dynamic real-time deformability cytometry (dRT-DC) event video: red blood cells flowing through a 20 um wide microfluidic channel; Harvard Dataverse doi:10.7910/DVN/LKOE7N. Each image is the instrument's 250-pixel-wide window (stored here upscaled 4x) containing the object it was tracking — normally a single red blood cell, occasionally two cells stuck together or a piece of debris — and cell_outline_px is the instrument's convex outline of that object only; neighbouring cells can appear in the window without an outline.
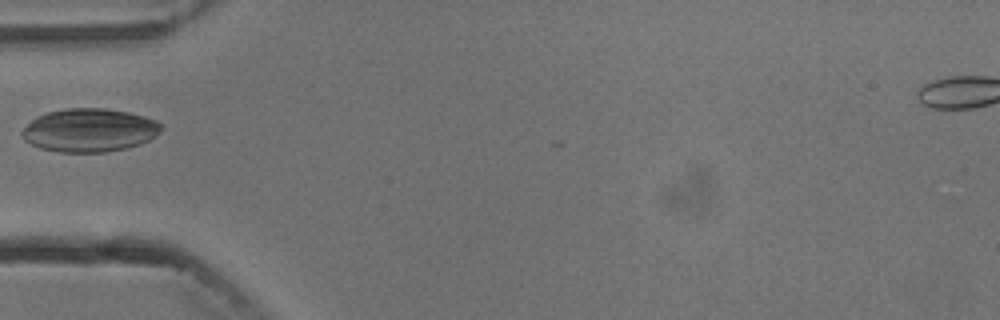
{"species": "common noctule bat (a hibernating species)", "species_latin": "Nyctalus noctula", "temperature_condition": "cold", "stored_images_in_passage": 2, "camera_frame_rate_fps": 3000, "um_per_image_px": 0.085, "animal": {"sex": "male", "body_mass_g": 13.3}, "frame": {"image": 1, "passage_image": 2, "time_ms": 1.0, "image_size_px": [1000, 320], "cell_outline_px": [[164, 128], [156, 136], [140, 144], [124, 148], [104, 152], [60, 152], [40, 148], [24, 140], [20, 136], [20, 132], [36, 116], [48, 112], [64, 108], [104, 108], [128, 112], [144, 116], [156, 120], [164, 124]], "centroid_in_image_um": [7.61, 11.06], "position_along_channel_um": 77.4, "area_um2": 35.32}}